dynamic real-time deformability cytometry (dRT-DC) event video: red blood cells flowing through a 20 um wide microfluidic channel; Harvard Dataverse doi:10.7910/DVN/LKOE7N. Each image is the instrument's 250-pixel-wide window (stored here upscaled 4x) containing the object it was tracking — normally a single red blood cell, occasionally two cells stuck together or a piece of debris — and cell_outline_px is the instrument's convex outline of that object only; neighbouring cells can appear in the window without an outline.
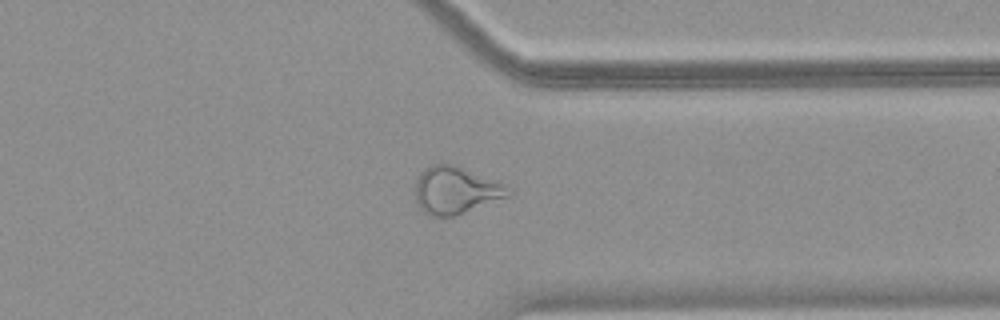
{"species": "common noctule bat (a hibernating species)", "species_latin": "Nyctalus noctula", "temperature_condition": "warm", "stored_images_in_passage": 43, "camera_frame_rate_fps": 3000, "um_per_image_px": 0.085, "animal": {"sex": "female", "body_mass_g": 18.4}, "frame": {"image": 1, "passage_image": 37, "time_ms": 12.0, "image_size_px": [1000, 320], "cell_outline_px": [[512, 196], [452, 216], [432, 216], [424, 212], [420, 208], [416, 200], [416, 180], [420, 172], [432, 164], [452, 164], [464, 168], [504, 184], [512, 192]], "centroid_in_image_um": [38.74, 16.17], "position_along_channel_um": 372.7, "area_um2": 25.37}}